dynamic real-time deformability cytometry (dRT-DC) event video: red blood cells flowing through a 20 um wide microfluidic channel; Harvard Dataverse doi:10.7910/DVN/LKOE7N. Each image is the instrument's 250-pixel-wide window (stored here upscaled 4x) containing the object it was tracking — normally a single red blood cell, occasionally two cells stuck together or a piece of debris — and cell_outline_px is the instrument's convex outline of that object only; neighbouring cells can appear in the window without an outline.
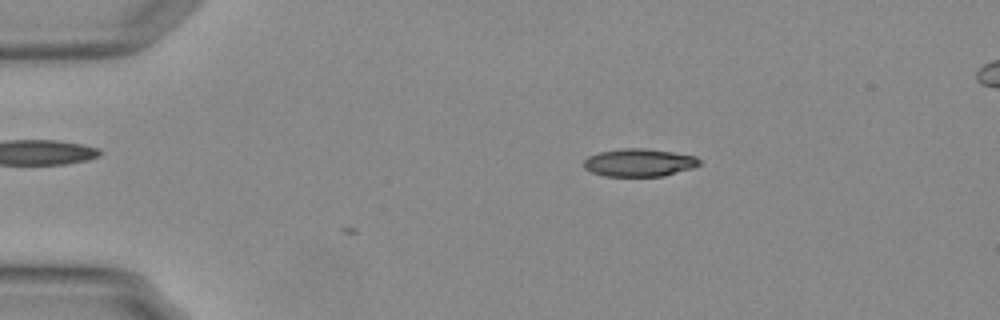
{"species": "Egyptian fruit bat (a non-hibernating species)", "species_latin": "Rousettus aegyptiacus", "temperature_condition": "warm", "stored_images_in_passage": 3, "camera_frame_rate_fps": 3000, "um_per_image_px": 0.085, "animal": {"sex": "female"}, "frame": {"image": 1, "passage_image": 3, "time_ms": 0.667, "image_size_px": [1000, 320], "cell_outline_px": [[704, 164], [692, 168], [664, 176], [604, 176], [592, 172], [584, 168], [584, 160], [588, 156], [600, 152], [624, 148], [644, 148], [672, 152], [696, 156]], "centroid_in_image_um": [54.36, 13.82], "position_along_channel_um": 30.6, "area_um2": 18.79}}